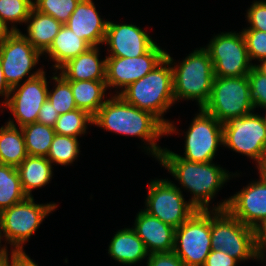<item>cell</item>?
<instances>
[{
	"instance_id": "obj_1",
	"label": "cell",
	"mask_w": 266,
	"mask_h": 266,
	"mask_svg": "<svg viewBox=\"0 0 266 266\" xmlns=\"http://www.w3.org/2000/svg\"><path fill=\"white\" fill-rule=\"evenodd\" d=\"M93 125L101 129L126 136H136L146 143L147 154L158 160L164 148L157 145V140L166 135V126L152 113L141 110L125 102L119 95L105 99L97 114L93 117ZM148 145V146H147Z\"/></svg>"
},
{
	"instance_id": "obj_2",
	"label": "cell",
	"mask_w": 266,
	"mask_h": 266,
	"mask_svg": "<svg viewBox=\"0 0 266 266\" xmlns=\"http://www.w3.org/2000/svg\"><path fill=\"white\" fill-rule=\"evenodd\" d=\"M158 161L179 181L181 188L191 192L189 201L198 210H211V200L220 188L234 177L220 165L184 160L167 148L162 150Z\"/></svg>"
},
{
	"instance_id": "obj_3",
	"label": "cell",
	"mask_w": 266,
	"mask_h": 266,
	"mask_svg": "<svg viewBox=\"0 0 266 266\" xmlns=\"http://www.w3.org/2000/svg\"><path fill=\"white\" fill-rule=\"evenodd\" d=\"M125 102L156 116L165 126L166 135L176 132L177 128L164 113L174 105L173 72L170 61L165 58L146 76L128 85L124 90L116 91Z\"/></svg>"
},
{
	"instance_id": "obj_4",
	"label": "cell",
	"mask_w": 266,
	"mask_h": 266,
	"mask_svg": "<svg viewBox=\"0 0 266 266\" xmlns=\"http://www.w3.org/2000/svg\"><path fill=\"white\" fill-rule=\"evenodd\" d=\"M166 58L172 65L175 102L180 99L196 100L199 109H203L210 98L215 77L208 51L204 47L196 48L179 65L168 52Z\"/></svg>"
},
{
	"instance_id": "obj_5",
	"label": "cell",
	"mask_w": 266,
	"mask_h": 266,
	"mask_svg": "<svg viewBox=\"0 0 266 266\" xmlns=\"http://www.w3.org/2000/svg\"><path fill=\"white\" fill-rule=\"evenodd\" d=\"M210 241L212 249L225 252L238 262L258 258L254 229L240 222L226 209H211Z\"/></svg>"
},
{
	"instance_id": "obj_6",
	"label": "cell",
	"mask_w": 266,
	"mask_h": 266,
	"mask_svg": "<svg viewBox=\"0 0 266 266\" xmlns=\"http://www.w3.org/2000/svg\"><path fill=\"white\" fill-rule=\"evenodd\" d=\"M54 202L35 203L34 197H27L0 213L2 236L14 251H24V244L37 231L52 211L57 208Z\"/></svg>"
},
{
	"instance_id": "obj_7",
	"label": "cell",
	"mask_w": 266,
	"mask_h": 266,
	"mask_svg": "<svg viewBox=\"0 0 266 266\" xmlns=\"http://www.w3.org/2000/svg\"><path fill=\"white\" fill-rule=\"evenodd\" d=\"M203 110L220 123L254 111L248 77H214L208 103Z\"/></svg>"
},
{
	"instance_id": "obj_8",
	"label": "cell",
	"mask_w": 266,
	"mask_h": 266,
	"mask_svg": "<svg viewBox=\"0 0 266 266\" xmlns=\"http://www.w3.org/2000/svg\"><path fill=\"white\" fill-rule=\"evenodd\" d=\"M211 210H197L175 229L174 253L185 266H204L212 250Z\"/></svg>"
},
{
	"instance_id": "obj_9",
	"label": "cell",
	"mask_w": 266,
	"mask_h": 266,
	"mask_svg": "<svg viewBox=\"0 0 266 266\" xmlns=\"http://www.w3.org/2000/svg\"><path fill=\"white\" fill-rule=\"evenodd\" d=\"M148 188L143 210L175 229L198 210L185 201L181 188L166 178L151 179Z\"/></svg>"
},
{
	"instance_id": "obj_10",
	"label": "cell",
	"mask_w": 266,
	"mask_h": 266,
	"mask_svg": "<svg viewBox=\"0 0 266 266\" xmlns=\"http://www.w3.org/2000/svg\"><path fill=\"white\" fill-rule=\"evenodd\" d=\"M42 55L21 31L9 32L0 42V63L8 85L13 88L21 84L23 78L29 80L44 72L42 67L32 74L30 72L39 63Z\"/></svg>"
},
{
	"instance_id": "obj_11",
	"label": "cell",
	"mask_w": 266,
	"mask_h": 266,
	"mask_svg": "<svg viewBox=\"0 0 266 266\" xmlns=\"http://www.w3.org/2000/svg\"><path fill=\"white\" fill-rule=\"evenodd\" d=\"M204 48L213 62L214 76L243 77L248 75L254 66L249 59L242 31L221 32Z\"/></svg>"
},
{
	"instance_id": "obj_12",
	"label": "cell",
	"mask_w": 266,
	"mask_h": 266,
	"mask_svg": "<svg viewBox=\"0 0 266 266\" xmlns=\"http://www.w3.org/2000/svg\"><path fill=\"white\" fill-rule=\"evenodd\" d=\"M223 146L258 164L266 154V125L261 115L252 112L223 123Z\"/></svg>"
},
{
	"instance_id": "obj_13",
	"label": "cell",
	"mask_w": 266,
	"mask_h": 266,
	"mask_svg": "<svg viewBox=\"0 0 266 266\" xmlns=\"http://www.w3.org/2000/svg\"><path fill=\"white\" fill-rule=\"evenodd\" d=\"M184 160L209 163L215 159L218 147L223 145V124L203 109L196 113L185 134Z\"/></svg>"
},
{
	"instance_id": "obj_14",
	"label": "cell",
	"mask_w": 266,
	"mask_h": 266,
	"mask_svg": "<svg viewBox=\"0 0 266 266\" xmlns=\"http://www.w3.org/2000/svg\"><path fill=\"white\" fill-rule=\"evenodd\" d=\"M48 84L44 71L40 75L29 80L25 79L22 84L13 87L3 108L6 107L16 121L9 119L7 123L22 127L37 122L39 111L48 99ZM14 122H17L18 125Z\"/></svg>"
},
{
	"instance_id": "obj_15",
	"label": "cell",
	"mask_w": 266,
	"mask_h": 266,
	"mask_svg": "<svg viewBox=\"0 0 266 266\" xmlns=\"http://www.w3.org/2000/svg\"><path fill=\"white\" fill-rule=\"evenodd\" d=\"M105 81L111 88L125 89L131 83L146 76L166 58V51L155 43L138 57H105Z\"/></svg>"
},
{
	"instance_id": "obj_16",
	"label": "cell",
	"mask_w": 266,
	"mask_h": 266,
	"mask_svg": "<svg viewBox=\"0 0 266 266\" xmlns=\"http://www.w3.org/2000/svg\"><path fill=\"white\" fill-rule=\"evenodd\" d=\"M212 210H227L233 217L253 229L266 219V182L257 181L236 192L233 196L217 203Z\"/></svg>"
},
{
	"instance_id": "obj_17",
	"label": "cell",
	"mask_w": 266,
	"mask_h": 266,
	"mask_svg": "<svg viewBox=\"0 0 266 266\" xmlns=\"http://www.w3.org/2000/svg\"><path fill=\"white\" fill-rule=\"evenodd\" d=\"M108 45L106 57H138L145 54L156 42L141 27L116 24L108 21L103 44Z\"/></svg>"
},
{
	"instance_id": "obj_18",
	"label": "cell",
	"mask_w": 266,
	"mask_h": 266,
	"mask_svg": "<svg viewBox=\"0 0 266 266\" xmlns=\"http://www.w3.org/2000/svg\"><path fill=\"white\" fill-rule=\"evenodd\" d=\"M98 12L93 0H80L65 25L91 46H100L105 39L108 21Z\"/></svg>"
},
{
	"instance_id": "obj_19",
	"label": "cell",
	"mask_w": 266,
	"mask_h": 266,
	"mask_svg": "<svg viewBox=\"0 0 266 266\" xmlns=\"http://www.w3.org/2000/svg\"><path fill=\"white\" fill-rule=\"evenodd\" d=\"M132 229L149 254L173 251L175 228L144 210L137 213Z\"/></svg>"
},
{
	"instance_id": "obj_20",
	"label": "cell",
	"mask_w": 266,
	"mask_h": 266,
	"mask_svg": "<svg viewBox=\"0 0 266 266\" xmlns=\"http://www.w3.org/2000/svg\"><path fill=\"white\" fill-rule=\"evenodd\" d=\"M99 46H92L70 59L58 70L68 81H105L106 58L99 59Z\"/></svg>"
},
{
	"instance_id": "obj_21",
	"label": "cell",
	"mask_w": 266,
	"mask_h": 266,
	"mask_svg": "<svg viewBox=\"0 0 266 266\" xmlns=\"http://www.w3.org/2000/svg\"><path fill=\"white\" fill-rule=\"evenodd\" d=\"M108 254L123 265H133L149 256L143 241L132 228L120 229L108 245Z\"/></svg>"
},
{
	"instance_id": "obj_22",
	"label": "cell",
	"mask_w": 266,
	"mask_h": 266,
	"mask_svg": "<svg viewBox=\"0 0 266 266\" xmlns=\"http://www.w3.org/2000/svg\"><path fill=\"white\" fill-rule=\"evenodd\" d=\"M27 35L23 36L44 54L52 45L55 36L63 24L50 15L44 14L32 8L26 21Z\"/></svg>"
},
{
	"instance_id": "obj_23",
	"label": "cell",
	"mask_w": 266,
	"mask_h": 266,
	"mask_svg": "<svg viewBox=\"0 0 266 266\" xmlns=\"http://www.w3.org/2000/svg\"><path fill=\"white\" fill-rule=\"evenodd\" d=\"M90 47L92 46L87 41L78 37L66 25H62L52 45L43 55L47 54L46 57L49 56L50 61L55 62L52 66L54 71H58L67 61L77 57Z\"/></svg>"
},
{
	"instance_id": "obj_24",
	"label": "cell",
	"mask_w": 266,
	"mask_h": 266,
	"mask_svg": "<svg viewBox=\"0 0 266 266\" xmlns=\"http://www.w3.org/2000/svg\"><path fill=\"white\" fill-rule=\"evenodd\" d=\"M23 192L33 197L32 191L49 184L53 176L52 163L42 156L28 155L17 167Z\"/></svg>"
},
{
	"instance_id": "obj_25",
	"label": "cell",
	"mask_w": 266,
	"mask_h": 266,
	"mask_svg": "<svg viewBox=\"0 0 266 266\" xmlns=\"http://www.w3.org/2000/svg\"><path fill=\"white\" fill-rule=\"evenodd\" d=\"M74 101L78 109L94 117L105 103L106 81H69ZM104 100V101H103Z\"/></svg>"
},
{
	"instance_id": "obj_26",
	"label": "cell",
	"mask_w": 266,
	"mask_h": 266,
	"mask_svg": "<svg viewBox=\"0 0 266 266\" xmlns=\"http://www.w3.org/2000/svg\"><path fill=\"white\" fill-rule=\"evenodd\" d=\"M6 125L0 127V164L17 168L28 156L21 127Z\"/></svg>"
},
{
	"instance_id": "obj_27",
	"label": "cell",
	"mask_w": 266,
	"mask_h": 266,
	"mask_svg": "<svg viewBox=\"0 0 266 266\" xmlns=\"http://www.w3.org/2000/svg\"><path fill=\"white\" fill-rule=\"evenodd\" d=\"M26 198L27 195L23 192L18 169L0 164V213Z\"/></svg>"
},
{
	"instance_id": "obj_28",
	"label": "cell",
	"mask_w": 266,
	"mask_h": 266,
	"mask_svg": "<svg viewBox=\"0 0 266 266\" xmlns=\"http://www.w3.org/2000/svg\"><path fill=\"white\" fill-rule=\"evenodd\" d=\"M21 129L27 154L46 157L55 135L54 127L34 122L22 126Z\"/></svg>"
},
{
	"instance_id": "obj_29",
	"label": "cell",
	"mask_w": 266,
	"mask_h": 266,
	"mask_svg": "<svg viewBox=\"0 0 266 266\" xmlns=\"http://www.w3.org/2000/svg\"><path fill=\"white\" fill-rule=\"evenodd\" d=\"M33 7V0H0V22L9 32H20L15 23L26 24Z\"/></svg>"
},
{
	"instance_id": "obj_30",
	"label": "cell",
	"mask_w": 266,
	"mask_h": 266,
	"mask_svg": "<svg viewBox=\"0 0 266 266\" xmlns=\"http://www.w3.org/2000/svg\"><path fill=\"white\" fill-rule=\"evenodd\" d=\"M78 138L55 134L46 158L53 164L67 166L79 156Z\"/></svg>"
},
{
	"instance_id": "obj_31",
	"label": "cell",
	"mask_w": 266,
	"mask_h": 266,
	"mask_svg": "<svg viewBox=\"0 0 266 266\" xmlns=\"http://www.w3.org/2000/svg\"><path fill=\"white\" fill-rule=\"evenodd\" d=\"M88 125H93V117L86 111L75 109L59 115L54 126L55 134L72 136L75 138L87 133Z\"/></svg>"
},
{
	"instance_id": "obj_32",
	"label": "cell",
	"mask_w": 266,
	"mask_h": 266,
	"mask_svg": "<svg viewBox=\"0 0 266 266\" xmlns=\"http://www.w3.org/2000/svg\"><path fill=\"white\" fill-rule=\"evenodd\" d=\"M54 72L52 80L55 81L54 89L48 88V100L52 103L53 108L59 115L77 109L74 101L73 93L70 88V82L66 80L60 73Z\"/></svg>"
},
{
	"instance_id": "obj_33",
	"label": "cell",
	"mask_w": 266,
	"mask_h": 266,
	"mask_svg": "<svg viewBox=\"0 0 266 266\" xmlns=\"http://www.w3.org/2000/svg\"><path fill=\"white\" fill-rule=\"evenodd\" d=\"M79 2L80 0H34L33 6L65 25Z\"/></svg>"
},
{
	"instance_id": "obj_34",
	"label": "cell",
	"mask_w": 266,
	"mask_h": 266,
	"mask_svg": "<svg viewBox=\"0 0 266 266\" xmlns=\"http://www.w3.org/2000/svg\"><path fill=\"white\" fill-rule=\"evenodd\" d=\"M242 34L244 36L248 56L252 63V60L266 58V32L254 30V29H243Z\"/></svg>"
},
{
	"instance_id": "obj_35",
	"label": "cell",
	"mask_w": 266,
	"mask_h": 266,
	"mask_svg": "<svg viewBox=\"0 0 266 266\" xmlns=\"http://www.w3.org/2000/svg\"><path fill=\"white\" fill-rule=\"evenodd\" d=\"M247 77L254 109L266 107V76L253 66Z\"/></svg>"
},
{
	"instance_id": "obj_36",
	"label": "cell",
	"mask_w": 266,
	"mask_h": 266,
	"mask_svg": "<svg viewBox=\"0 0 266 266\" xmlns=\"http://www.w3.org/2000/svg\"><path fill=\"white\" fill-rule=\"evenodd\" d=\"M246 20L250 24L244 29H254L266 32V2L254 1L246 12Z\"/></svg>"
},
{
	"instance_id": "obj_37",
	"label": "cell",
	"mask_w": 266,
	"mask_h": 266,
	"mask_svg": "<svg viewBox=\"0 0 266 266\" xmlns=\"http://www.w3.org/2000/svg\"><path fill=\"white\" fill-rule=\"evenodd\" d=\"M146 264L147 266H185L174 251L149 254Z\"/></svg>"
},
{
	"instance_id": "obj_38",
	"label": "cell",
	"mask_w": 266,
	"mask_h": 266,
	"mask_svg": "<svg viewBox=\"0 0 266 266\" xmlns=\"http://www.w3.org/2000/svg\"><path fill=\"white\" fill-rule=\"evenodd\" d=\"M239 262L227 253L212 249L206 258L204 266H237Z\"/></svg>"
},
{
	"instance_id": "obj_39",
	"label": "cell",
	"mask_w": 266,
	"mask_h": 266,
	"mask_svg": "<svg viewBox=\"0 0 266 266\" xmlns=\"http://www.w3.org/2000/svg\"><path fill=\"white\" fill-rule=\"evenodd\" d=\"M58 118H59V114L53 108L52 103L47 99L43 103L39 111L37 122L47 125V126L54 127Z\"/></svg>"
},
{
	"instance_id": "obj_40",
	"label": "cell",
	"mask_w": 266,
	"mask_h": 266,
	"mask_svg": "<svg viewBox=\"0 0 266 266\" xmlns=\"http://www.w3.org/2000/svg\"><path fill=\"white\" fill-rule=\"evenodd\" d=\"M10 254L9 266H38V263L36 264L25 251L11 250Z\"/></svg>"
},
{
	"instance_id": "obj_41",
	"label": "cell",
	"mask_w": 266,
	"mask_h": 266,
	"mask_svg": "<svg viewBox=\"0 0 266 266\" xmlns=\"http://www.w3.org/2000/svg\"><path fill=\"white\" fill-rule=\"evenodd\" d=\"M255 244L257 251L266 248V219L254 228Z\"/></svg>"
},
{
	"instance_id": "obj_42",
	"label": "cell",
	"mask_w": 266,
	"mask_h": 266,
	"mask_svg": "<svg viewBox=\"0 0 266 266\" xmlns=\"http://www.w3.org/2000/svg\"><path fill=\"white\" fill-rule=\"evenodd\" d=\"M11 87L8 85L7 81L5 80L3 69L0 63V96H4V101L1 103L2 106L8 101Z\"/></svg>"
},
{
	"instance_id": "obj_43",
	"label": "cell",
	"mask_w": 266,
	"mask_h": 266,
	"mask_svg": "<svg viewBox=\"0 0 266 266\" xmlns=\"http://www.w3.org/2000/svg\"><path fill=\"white\" fill-rule=\"evenodd\" d=\"M257 165L259 177L266 182V154L261 158Z\"/></svg>"
},
{
	"instance_id": "obj_44",
	"label": "cell",
	"mask_w": 266,
	"mask_h": 266,
	"mask_svg": "<svg viewBox=\"0 0 266 266\" xmlns=\"http://www.w3.org/2000/svg\"><path fill=\"white\" fill-rule=\"evenodd\" d=\"M259 62L260 64H254V66L266 76V58L261 59Z\"/></svg>"
},
{
	"instance_id": "obj_45",
	"label": "cell",
	"mask_w": 266,
	"mask_h": 266,
	"mask_svg": "<svg viewBox=\"0 0 266 266\" xmlns=\"http://www.w3.org/2000/svg\"><path fill=\"white\" fill-rule=\"evenodd\" d=\"M1 240H3V236H2V227H1V218H0V255H3L5 253H7L8 250H7V246L5 244L2 246Z\"/></svg>"
},
{
	"instance_id": "obj_46",
	"label": "cell",
	"mask_w": 266,
	"mask_h": 266,
	"mask_svg": "<svg viewBox=\"0 0 266 266\" xmlns=\"http://www.w3.org/2000/svg\"><path fill=\"white\" fill-rule=\"evenodd\" d=\"M9 255L8 252L0 255V266H9Z\"/></svg>"
},
{
	"instance_id": "obj_47",
	"label": "cell",
	"mask_w": 266,
	"mask_h": 266,
	"mask_svg": "<svg viewBox=\"0 0 266 266\" xmlns=\"http://www.w3.org/2000/svg\"><path fill=\"white\" fill-rule=\"evenodd\" d=\"M266 248L265 249H259L258 250V258H257V261H260L261 263L264 261H266ZM266 263V262H265Z\"/></svg>"
},
{
	"instance_id": "obj_48",
	"label": "cell",
	"mask_w": 266,
	"mask_h": 266,
	"mask_svg": "<svg viewBox=\"0 0 266 266\" xmlns=\"http://www.w3.org/2000/svg\"><path fill=\"white\" fill-rule=\"evenodd\" d=\"M9 31L0 22V42L5 38Z\"/></svg>"
},
{
	"instance_id": "obj_49",
	"label": "cell",
	"mask_w": 266,
	"mask_h": 266,
	"mask_svg": "<svg viewBox=\"0 0 266 266\" xmlns=\"http://www.w3.org/2000/svg\"><path fill=\"white\" fill-rule=\"evenodd\" d=\"M264 109H266V107H263ZM266 111V110H265ZM265 115V116H264ZM263 116H261L262 117V119H263V122H264V124L266 125V113L264 114Z\"/></svg>"
}]
</instances>
